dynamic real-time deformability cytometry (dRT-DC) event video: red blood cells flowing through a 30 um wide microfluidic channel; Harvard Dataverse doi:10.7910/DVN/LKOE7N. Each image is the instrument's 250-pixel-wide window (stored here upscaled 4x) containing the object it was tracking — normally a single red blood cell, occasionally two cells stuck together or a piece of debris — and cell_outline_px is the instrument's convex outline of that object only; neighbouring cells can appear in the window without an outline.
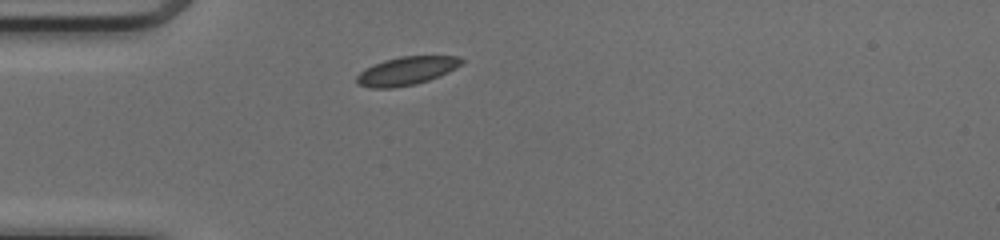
{"species": "common noctule bat (a hibernating species)", "species_latin": "Nyctalus noctula", "temperature_condition": "cold", "stored_images_in_passage": 37, "camera_frame_rate_fps": 3000, "um_per_image_px": 0.085, "animal": {"sex": "female", "body_mass_g": 17.0, "forearm_length_mm": 48.0}, "frame": {"image": 1, "passage_image": 1, "time_ms": 0.0, "image_size_px": [1000, 240], "cell_outline_px": [[464, 60], [456, 68], [440, 76], [416, 84], [392, 88], [368, 88], [356, 84], [356, 76], [364, 68], [384, 60], [400, 56], [460, 56]], "centroid_in_image_um": [34.52, 6.03], "position_along_channel_um": 50.5, "area_um2": 17.46}}
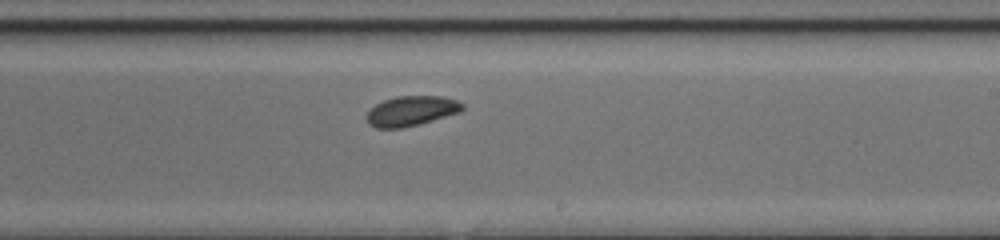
{"frame": {"image": 2, "passage_image": 17, "time_ms": 5.333, "image_size_px": [1000, 240], "cell_outline_px": [[464, 108], [460, 112], [432, 120], [400, 128], [376, 128], [368, 124], [364, 116], [376, 104], [384, 100], [396, 96], [444, 96], [456, 100], [464, 104]], "centroid_in_image_um": [34.94, 9.42], "position_along_channel_um": 254.1, "area_um2": 16.65}}
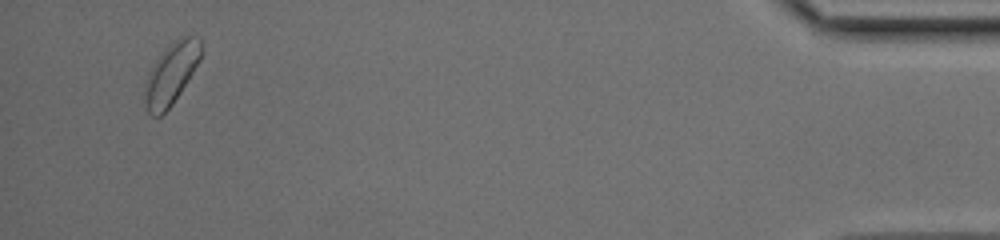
{"frame": {"image": 3, "passage_image": 35, "time_ms": 11.333, "image_size_px": [1000, 240], "cell_outline_px": [[204, 48], [200, 60], [180, 92], [172, 104], [160, 116], [152, 116], [148, 112], [144, 104], [144, 88], [148, 76], [156, 60], [180, 36], [200, 36]], "centroid_in_image_um": [14.59, 6.26], "position_along_channel_um": 420.6, "area_um2": 19.83}, "authors_computed_cell_mechanics": {"area_um2": 17.2244, "velocity_mm_per_s": 4.0877, "shape_relaxation_time_tau1_ms": 3.1832, "shape_relaxation_time_tau2_ms": null, "deformation_change_tau1": 0.085, "deformation_change_tau2": null}}